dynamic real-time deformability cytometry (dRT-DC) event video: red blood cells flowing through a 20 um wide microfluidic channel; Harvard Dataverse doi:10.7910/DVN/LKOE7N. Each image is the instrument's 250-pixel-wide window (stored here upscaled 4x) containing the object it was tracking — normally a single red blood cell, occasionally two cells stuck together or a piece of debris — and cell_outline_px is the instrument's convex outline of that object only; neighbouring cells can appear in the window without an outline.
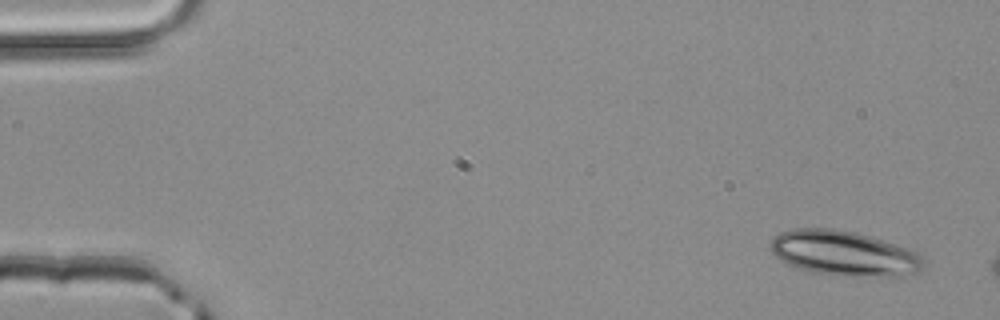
{"species": "common noctule bat (a hibernating species)", "species_latin": "Nyctalus noctula", "temperature_condition": "room temperature", "stored_images_in_passage": 3, "camera_frame_rate_fps": 3000, "um_per_image_px": 0.085, "animal": {"sex": "male", "body_mass_g": 20.4}, "frame": {"image": 1, "passage_image": 1, "time_ms": 0.0, "image_size_px": [1000, 320], "cell_outline_px": [[928, 264], [916, 276], [900, 280], [888, 280], [812, 272], [788, 264], [780, 260], [768, 248], [768, 244], [772, 236], [780, 232], [796, 228], [832, 228], [856, 232], [872, 236], [920, 252], [924, 256]], "centroid_in_image_um": [71.92, 21.59], "position_along_channel_um": 13.1, "area_um2": 42.25}}